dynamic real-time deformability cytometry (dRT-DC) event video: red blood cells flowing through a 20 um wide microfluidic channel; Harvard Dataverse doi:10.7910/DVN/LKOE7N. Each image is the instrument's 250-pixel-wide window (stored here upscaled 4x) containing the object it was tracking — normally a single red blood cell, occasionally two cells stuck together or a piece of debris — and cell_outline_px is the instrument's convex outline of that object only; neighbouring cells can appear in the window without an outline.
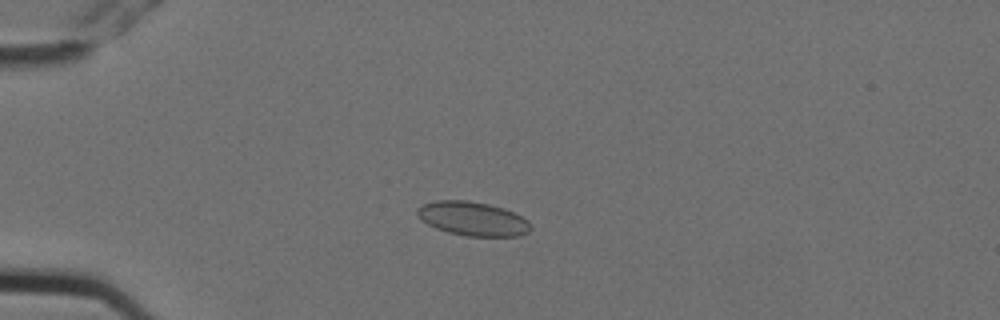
{"species": "Egyptian fruit bat (a non-hibernating species)", "species_latin": "Rousettus aegyptiacus", "temperature_condition": "cold", "stored_images_in_passage": 5, "camera_frame_rate_fps": 3000, "um_per_image_px": 0.085, "animal": {"sex": "female"}, "frame": {"image": 1, "passage_image": 4, "time_ms": 1.0, "image_size_px": [1000, 320], "cell_outline_px": [[532, 228], [528, 232], [520, 236], [468, 236], [448, 232], [436, 228], [428, 224], [416, 212], [416, 208], [424, 204], [436, 200], [468, 200], [488, 204], [504, 208], [528, 220], [532, 224]], "centroid_in_image_um": [40.22, 18.59], "position_along_channel_um": 44.8, "area_um2": 22.37}}